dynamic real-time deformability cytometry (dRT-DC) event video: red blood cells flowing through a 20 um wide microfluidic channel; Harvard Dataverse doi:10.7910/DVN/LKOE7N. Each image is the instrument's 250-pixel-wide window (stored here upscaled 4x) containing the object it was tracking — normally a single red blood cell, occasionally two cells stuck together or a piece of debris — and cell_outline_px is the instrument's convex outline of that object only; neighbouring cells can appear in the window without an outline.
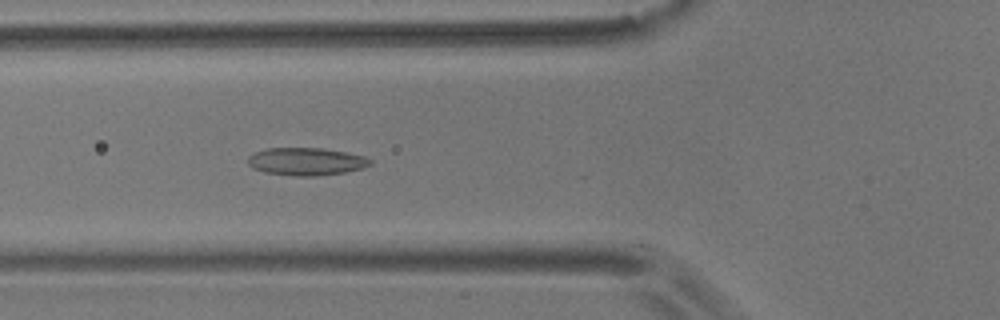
{"species": "common noctule bat (a hibernating species)", "species_latin": "Nyctalus noctula", "temperature_condition": "room temperature", "stored_images_in_passage": 55, "camera_frame_rate_fps": 3000, "um_per_image_px": 0.085, "animal": {"sex": "male", "body_mass_g": 17.9}, "frame": {"image": 1, "passage_image": 20, "time_ms": 6.333, "image_size_px": [1000, 320], "cell_outline_px": [[372, 164], [364, 168], [344, 172], [316, 176], [296, 176], [264, 172], [252, 168], [248, 164], [248, 156], [256, 152], [268, 148], [324, 148], [364, 156], [372, 160]], "centroid_in_image_um": [26.03, 13.73], "position_along_channel_um": 99.8, "area_um2": 19.71}}
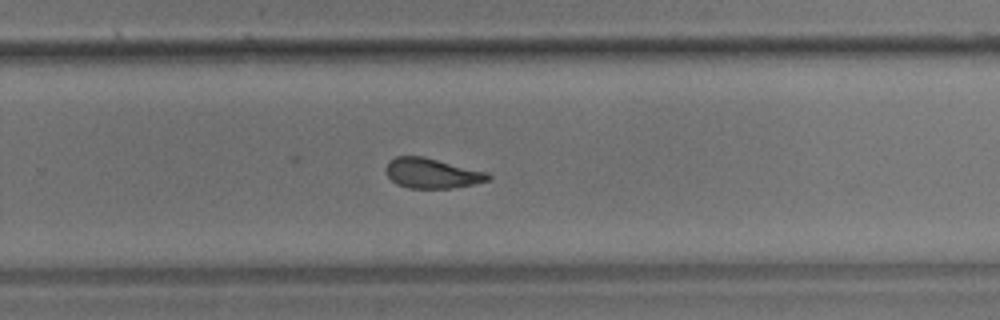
{"frame": {"image": 2, "passage_image": 36, "time_ms": 11.667, "image_size_px": [1000, 320], "cell_outline_px": [[492, 176], [488, 180], [472, 184], [452, 188], [408, 188], [396, 184], [384, 172], [384, 168], [388, 160], [396, 156], [424, 156], [488, 172]], "centroid_in_image_um": [36.67, 14.71], "position_along_channel_um": 293.1, "area_um2": 18.09}}
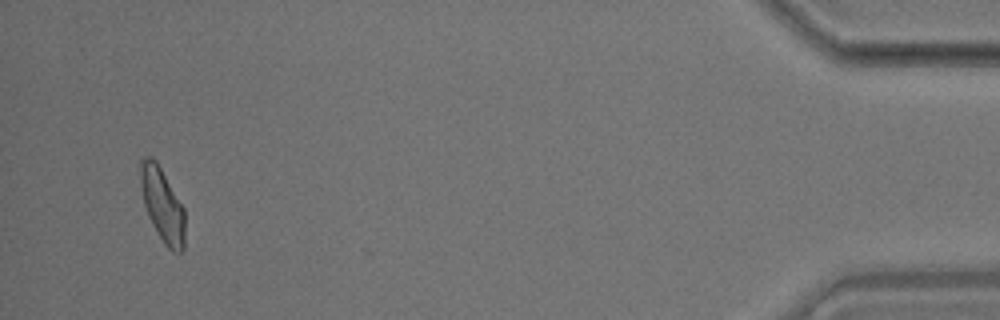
{"frame": {"image": 3, "passage_image": 53, "time_ms": 17.333, "image_size_px": [1000, 320], "cell_outline_px": [[184, 248], [180, 252], [172, 252], [164, 244], [148, 216], [144, 204], [140, 184], [140, 160], [144, 156], [152, 156], [156, 160], [184, 208]], "centroid_in_image_um": [13.79, 17.39], "position_along_channel_um": 421.4, "area_um2": 19.02}, "authors_computed_cell_mechanics": {"area_um2": 19.3052, "velocity_mm_per_s": 3.6251, "shape_relaxation_time_tau1_ms": 5.225, "shape_relaxation_time_tau2_ms": 1.7664, "deformation_change_tau1": 0.1432, "deformation_change_tau2": 0.093}}